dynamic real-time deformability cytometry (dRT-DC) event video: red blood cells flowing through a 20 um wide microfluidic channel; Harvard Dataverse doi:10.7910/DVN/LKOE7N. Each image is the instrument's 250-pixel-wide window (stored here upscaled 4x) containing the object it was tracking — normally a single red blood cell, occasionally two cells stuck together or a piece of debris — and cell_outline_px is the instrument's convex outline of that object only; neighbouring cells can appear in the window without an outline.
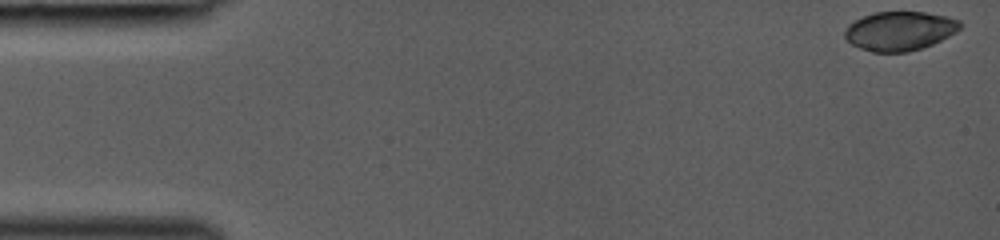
{"species": "common noctule bat (a hibernating species)", "species_latin": "Nyctalus noctula", "temperature_condition": "room temperature", "stored_images_in_passage": 43, "camera_frame_rate_fps": 3000, "um_per_image_px": 0.085, "animal": {"sex": "female", "body_mass_g": 19.0, "forearm_length_mm": 53.3}, "frame": {"image": 1, "passage_image": 1, "time_ms": 0.0, "image_size_px": [1000, 240], "cell_outline_px": [[964, 24], [956, 32], [924, 48], [908, 52], [872, 52], [860, 48], [852, 44], [844, 36], [844, 32], [848, 24], [864, 16], [876, 12], [924, 12], [948, 16], [960, 20]], "centroid_in_image_um": [76.5, 2.63], "position_along_channel_um": 8.5, "area_um2": 26.36}}
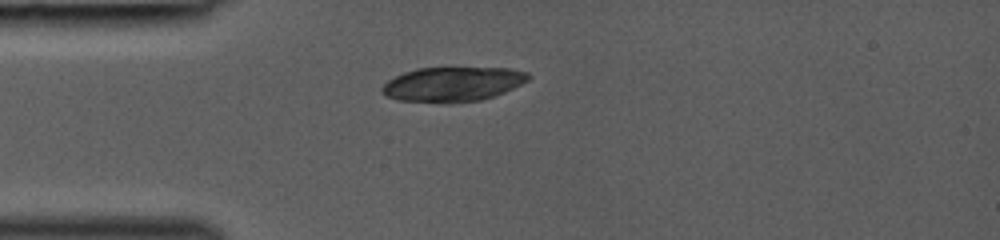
{"frame": {"image": 2, "passage_image": 12, "time_ms": 3.667, "image_size_px": [1000, 240], "cell_outline_px": [[532, 76], [528, 80], [504, 92], [480, 100], [448, 104], [400, 100], [388, 96], [380, 92], [380, 88], [388, 80], [404, 72], [416, 68], [512, 68], [528, 72]], "centroid_in_image_um": [38.47, 7.16], "position_along_channel_um": 46.5, "area_um2": 29.59}}
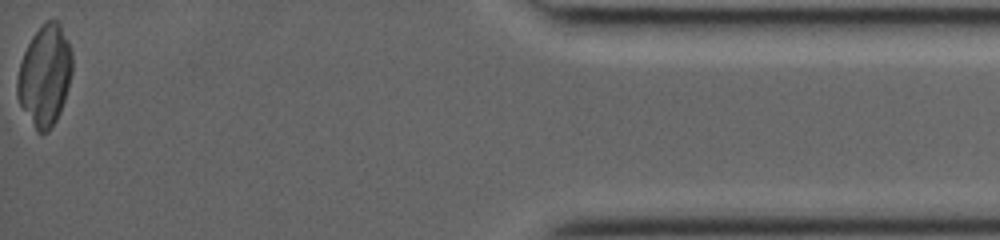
{"frame": {"image": 3, "passage_image": 43, "time_ms": 14.0, "image_size_px": [1000, 240], "cell_outline_px": [[72, 72], [68, 88], [60, 112], [56, 120], [48, 132], [40, 136], [36, 132], [20, 104], [16, 96], [16, 80], [20, 60], [32, 36], [44, 20], [56, 20], [60, 24], [68, 40], [72, 52]], "centroid_in_image_um": [3.79, 6.43], "position_along_channel_um": 431.4, "area_um2": 32.71}}